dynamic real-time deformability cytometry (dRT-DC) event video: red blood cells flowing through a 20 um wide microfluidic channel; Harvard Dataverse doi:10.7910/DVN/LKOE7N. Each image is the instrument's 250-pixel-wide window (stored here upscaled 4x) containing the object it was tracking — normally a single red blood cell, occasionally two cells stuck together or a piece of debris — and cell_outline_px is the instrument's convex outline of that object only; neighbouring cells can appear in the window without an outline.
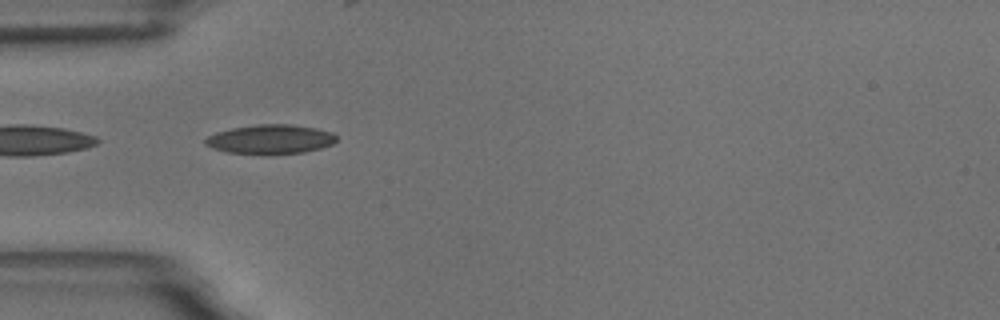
{"species": "common noctule bat (a hibernating species)", "species_latin": "Nyctalus noctula", "temperature_condition": "room temperature", "stored_images_in_passage": 41, "camera_frame_rate_fps": 3000, "um_per_image_px": 0.085, "animal": {"sex": "male", "body_mass_g": 18.8}, "frame": {"image": 1, "passage_image": 1, "time_ms": 0.0, "image_size_px": [1000, 320], "cell_outline_px": [[336, 140], [332, 144], [320, 148], [304, 152], [264, 156], [228, 152], [212, 148], [204, 144], [204, 140], [208, 136], [216, 132], [232, 128], [256, 124], [292, 124], [316, 128], [332, 132], [336, 136]], "centroid_in_image_um": [22.96, 11.85], "position_along_channel_um": 62.0, "area_um2": 22.83}}
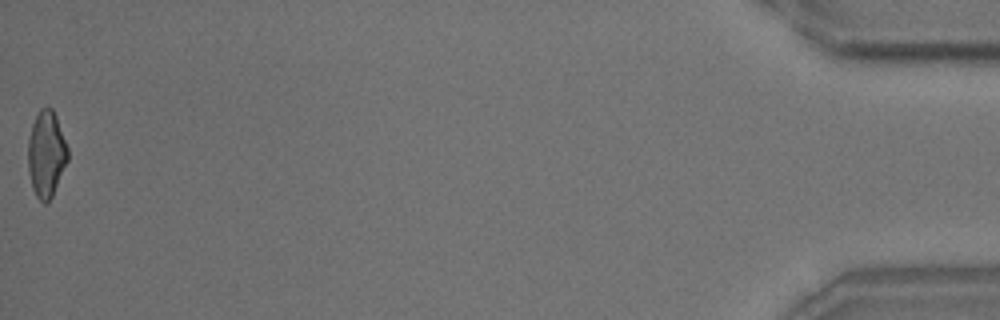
{"frame": {"image": 2, "passage_image": 41, "time_ms": 13.333, "image_size_px": [1000, 320], "cell_outline_px": [[68, 160], [52, 196], [44, 204], [36, 196], [32, 188], [28, 172], [28, 140], [32, 124], [40, 108], [52, 108], [56, 116], [68, 148]], "centroid_in_image_um": [3.93, 13.1], "position_along_channel_um": 431.3, "area_um2": 19.88}, "authors_computed_cell_mechanics": {"area_um2": 20.4612, "velocity_mm_per_s": 3.508, "shape_relaxation_time_tau1_ms": 6.3303, "shape_relaxation_time_tau2_ms": 1.5794, "deformation_change_tau1": 0.1608, "deformation_change_tau2": 0.0765}}